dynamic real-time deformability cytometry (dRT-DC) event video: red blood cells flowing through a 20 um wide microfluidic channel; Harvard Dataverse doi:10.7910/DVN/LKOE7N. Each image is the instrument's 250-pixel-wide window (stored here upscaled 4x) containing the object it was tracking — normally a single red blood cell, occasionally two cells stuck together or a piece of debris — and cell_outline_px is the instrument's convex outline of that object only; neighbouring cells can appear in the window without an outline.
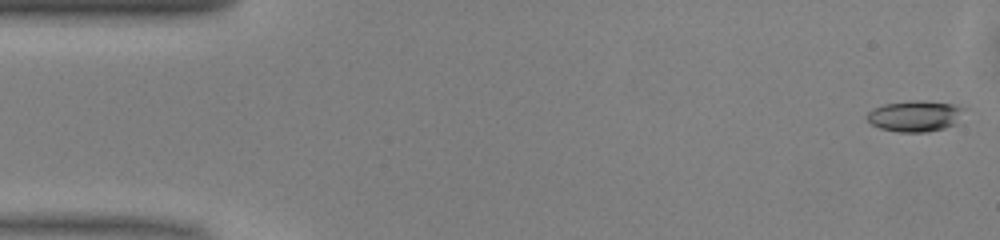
{"species": "common noctule bat (a hibernating species)", "species_latin": "Nyctalus noctula", "temperature_condition": "warm", "stored_images_in_passage": 49, "camera_frame_rate_fps": 3000, "um_per_image_px": 0.085, "animal": {"sex": "male", "body_mass_g": 13.0, "forearm_length_mm": 53.1}, "frame": {"image": 1, "passage_image": 1, "time_ms": 0.0, "image_size_px": [1000, 240], "cell_outline_px": [[960, 108], [956, 124], [944, 128], [924, 132], [900, 132], [880, 128], [872, 124], [864, 116], [872, 108], [884, 104], [912, 100], [916, 100], [952, 104]], "centroid_in_image_um": [77.66, 9.87], "position_along_channel_um": 7.3, "area_um2": 17.11}}
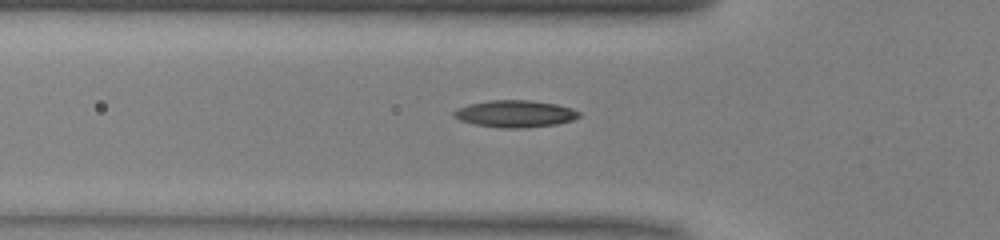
{"frame": {"image": 2, "passage_image": 16, "time_ms": 5.0, "image_size_px": [1000, 240], "cell_outline_px": [[580, 116], [572, 120], [556, 124], [524, 128], [500, 128], [472, 124], [460, 120], [452, 116], [452, 112], [456, 108], [468, 104], [488, 100], [528, 100], [556, 104], [572, 108], [580, 112]], "centroid_in_image_um": [43.73, 9.67], "position_along_channel_um": 82.1, "area_um2": 19.88}}
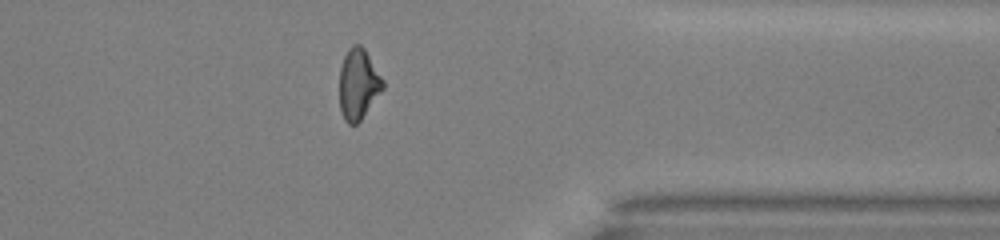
{"frame": {"image": 3, "passage_image": 39, "time_ms": 12.667, "image_size_px": [1000, 240], "cell_outline_px": [[384, 88], [360, 120], [356, 124], [348, 124], [344, 120], [340, 112], [340, 68], [344, 56], [348, 48], [352, 44], [360, 44], [364, 48], [384, 80]], "centroid_in_image_um": [30.45, 7.14], "position_along_channel_um": 381.0, "area_um2": 17.86}, "authors_computed_cell_mechanics": {"area_um2": 18.1492, "velocity_mm_per_s": 4.1036, "shape_relaxation_time_tau1_ms": 5.6488, "shape_relaxation_time_tau2_ms": 2.1105, "deformation_change_tau1": 0.1849, "deformation_change_tau2": 0.0939}}